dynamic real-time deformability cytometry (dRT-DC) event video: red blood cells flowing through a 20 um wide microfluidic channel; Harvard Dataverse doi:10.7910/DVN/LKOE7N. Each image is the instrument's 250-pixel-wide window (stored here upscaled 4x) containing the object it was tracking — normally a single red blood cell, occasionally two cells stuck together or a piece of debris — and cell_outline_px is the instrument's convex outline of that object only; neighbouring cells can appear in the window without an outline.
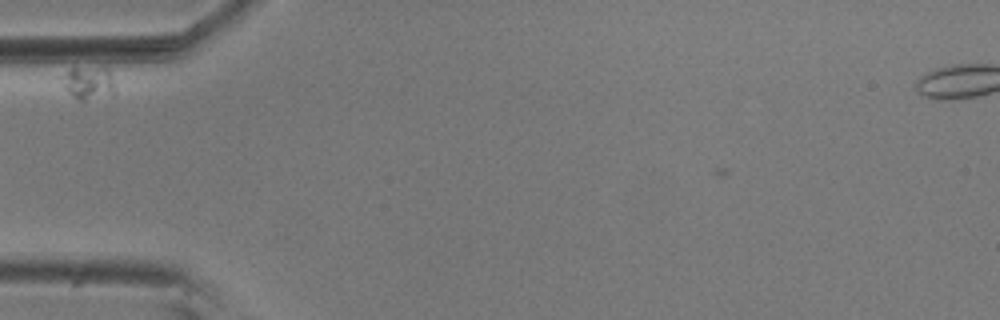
{"species": "common noctule bat (a hibernating species)", "species_latin": "Nyctalus noctula", "temperature_condition": "room temperature", "stored_images_in_passage": 38, "camera_frame_rate_fps": 3000, "um_per_image_px": 0.085, "animal": {"sex": "male", "body_mass_g": 20.5, "forearm_length_mm": 52.5}, "frame": {"image": 1, "passage_image": 3, "time_ms": 0.667, "image_size_px": [1000, 320], "cell_outline_px": [[116, 96], [84, 104], [72, 96], [64, 88], [64, 84], [68, 72], [72, 68], [108, 68], [112, 76]], "centroid_in_image_um": [7.65, 7.17], "position_along_channel_um": 77.4, "area_um2": 10.58}}
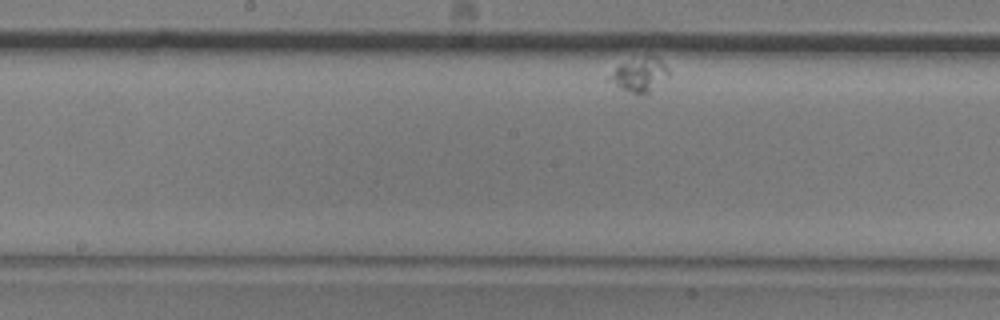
{"frame": {"image": 2, "passage_image": 18, "time_ms": 5.667, "image_size_px": [1000, 320], "cell_outline_px": [[668, 76], [648, 92], [632, 92], [616, 84], [612, 76], [612, 72], [620, 64], [644, 52], [656, 56], [668, 68]], "centroid_in_image_um": [54.44, 6.22], "position_along_channel_um": 193.8, "area_um2": 11.21}}
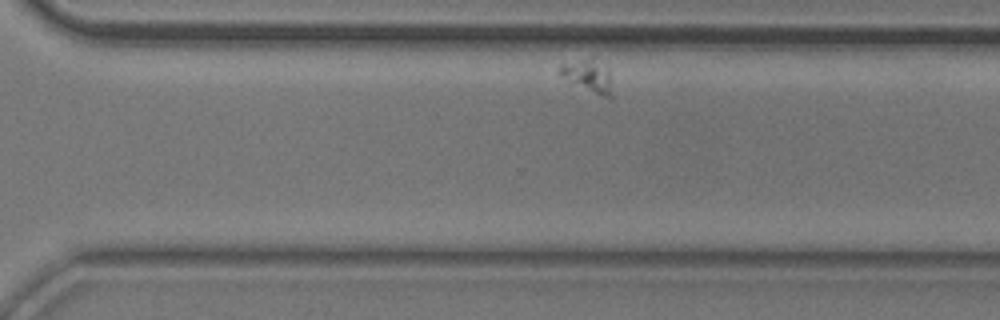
{"frame": {"image": 3, "passage_image": 33, "time_ms": 10.667, "image_size_px": [1000, 320], "cell_outline_px": [[612, 100], [568, 84], [556, 72], [560, 64], [592, 56], [608, 72], [612, 96]], "centroid_in_image_um": [49.88, 6.48], "position_along_channel_um": 320.7, "area_um2": 10.35}}